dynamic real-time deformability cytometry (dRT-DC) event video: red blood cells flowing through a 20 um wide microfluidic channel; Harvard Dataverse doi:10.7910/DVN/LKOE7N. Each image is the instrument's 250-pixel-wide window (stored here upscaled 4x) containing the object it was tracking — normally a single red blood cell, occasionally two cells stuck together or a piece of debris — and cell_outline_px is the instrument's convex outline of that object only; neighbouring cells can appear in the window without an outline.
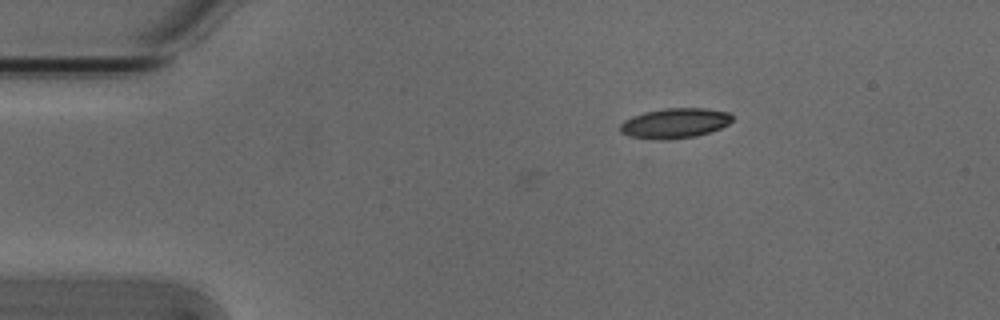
{"species": "Egyptian fruit bat (a non-hibernating species)", "species_latin": "Rousettus aegyptiacus", "temperature_condition": "cold", "stored_images_in_passage": 2, "camera_frame_rate_fps": 3000, "um_per_image_px": 0.085, "animal": {"sex": "male"}, "frame": {"image": 1, "passage_image": 2, "time_ms": 0.333, "image_size_px": [1000, 320], "cell_outline_px": [[732, 120], [728, 124], [720, 128], [696, 136], [668, 140], [660, 140], [628, 136], [620, 132], [620, 124], [624, 120], [632, 116], [644, 112], [664, 108], [704, 108], [728, 112], [732, 116]], "centroid_in_image_um": [57.33, 10.47], "position_along_channel_um": 27.7, "area_um2": 19.65}}